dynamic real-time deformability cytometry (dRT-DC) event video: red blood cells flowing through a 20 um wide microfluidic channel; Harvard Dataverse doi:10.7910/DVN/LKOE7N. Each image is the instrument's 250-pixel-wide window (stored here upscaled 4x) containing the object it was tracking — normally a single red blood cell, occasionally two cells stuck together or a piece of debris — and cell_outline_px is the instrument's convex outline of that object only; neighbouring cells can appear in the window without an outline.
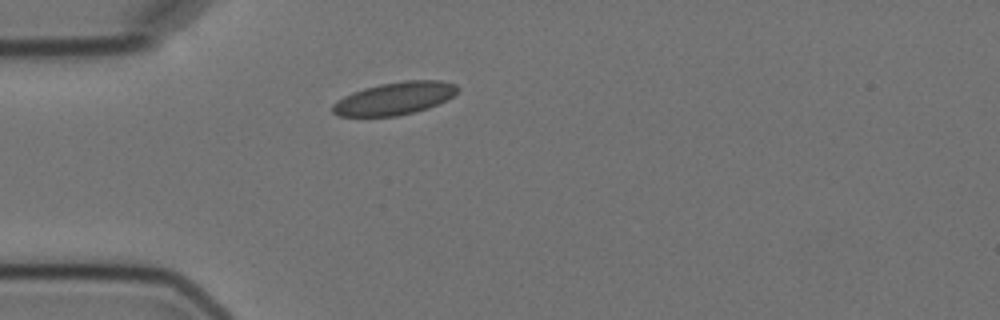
{"species": "Egyptian fruit bat (a non-hibernating species)", "species_latin": "Rousettus aegyptiacus", "temperature_condition": "cold", "stored_images_in_passage": 1, "camera_frame_rate_fps": 3000, "um_per_image_px": 0.085, "animal": {"sex": "female"}, "frame": {"image": 1, "passage_image": 1, "time_ms": 0.0, "image_size_px": [1000, 320], "cell_outline_px": [[460, 88], [452, 96], [428, 108], [416, 112], [396, 116], [340, 116], [332, 112], [332, 104], [344, 96], [352, 92], [364, 88], [380, 84], [404, 80], [440, 80], [456, 84]], "centroid_in_image_um": [33.53, 8.36], "position_along_channel_um": 51.5, "area_um2": 23.7}}